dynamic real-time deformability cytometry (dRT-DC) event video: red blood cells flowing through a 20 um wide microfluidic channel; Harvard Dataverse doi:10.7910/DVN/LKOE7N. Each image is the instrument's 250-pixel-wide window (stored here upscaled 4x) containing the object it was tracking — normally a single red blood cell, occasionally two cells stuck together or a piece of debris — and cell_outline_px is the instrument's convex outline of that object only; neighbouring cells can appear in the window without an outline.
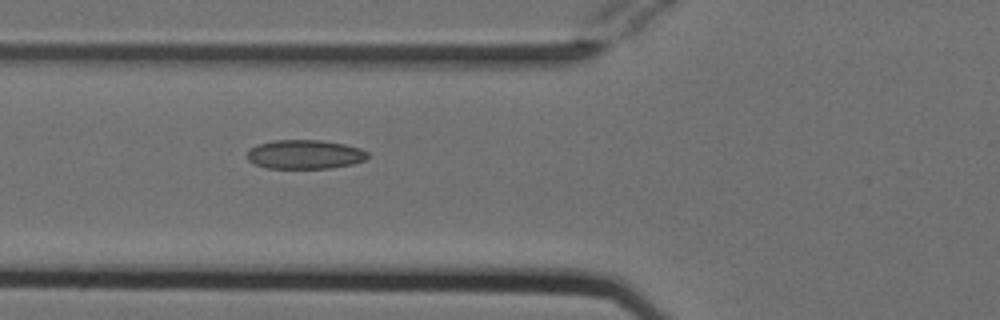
{"species": "Egyptian fruit bat (a non-hibernating species)", "species_latin": "Rousettus aegyptiacus", "temperature_condition": "cold", "stored_images_in_passage": 6, "camera_frame_rate_fps": 3000, "um_per_image_px": 0.085, "animal": {"sex": "female"}, "frame": {"image": 1, "passage_image": 3, "time_ms": 0.667, "image_size_px": [1000, 320], "cell_outline_px": [[368, 156], [364, 160], [352, 164], [328, 168], [268, 168], [256, 164], [248, 160], [248, 152], [252, 148], [260, 144], [276, 140], [320, 140], [344, 144], [360, 148], [368, 152]], "centroid_in_image_um": [25.94, 13.12], "position_along_channel_um": 99.9, "area_um2": 20.11}}